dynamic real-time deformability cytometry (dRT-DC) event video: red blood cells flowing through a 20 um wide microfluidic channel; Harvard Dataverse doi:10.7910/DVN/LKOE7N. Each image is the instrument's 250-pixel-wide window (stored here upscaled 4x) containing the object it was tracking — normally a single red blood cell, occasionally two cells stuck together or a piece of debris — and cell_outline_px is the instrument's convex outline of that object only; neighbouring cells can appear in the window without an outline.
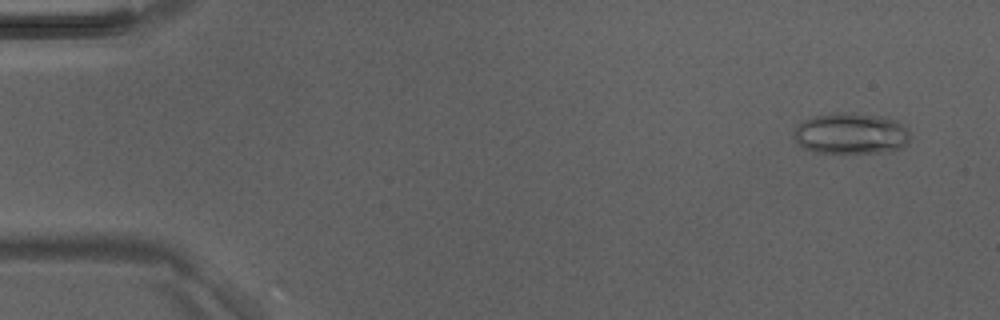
{"species": "Egyptian fruit bat (a non-hibernating species)", "species_latin": "Rousettus aegyptiacus", "temperature_condition": "room temperature", "stored_images_in_passage": 4, "camera_frame_rate_fps": 3000, "um_per_image_px": 0.085, "animal": {"sex": "male"}, "frame": {"image": 1, "passage_image": 1, "time_ms": 0.0, "image_size_px": [1000, 320], "cell_outline_px": [[908, 144], [892, 152], [812, 152], [804, 148], [796, 140], [792, 132], [804, 120], [812, 116], [832, 112], [852, 112], [888, 116], [908, 124]], "centroid_in_image_um": [72.39, 11.31], "position_along_channel_um": 12.6, "area_um2": 28.5}}